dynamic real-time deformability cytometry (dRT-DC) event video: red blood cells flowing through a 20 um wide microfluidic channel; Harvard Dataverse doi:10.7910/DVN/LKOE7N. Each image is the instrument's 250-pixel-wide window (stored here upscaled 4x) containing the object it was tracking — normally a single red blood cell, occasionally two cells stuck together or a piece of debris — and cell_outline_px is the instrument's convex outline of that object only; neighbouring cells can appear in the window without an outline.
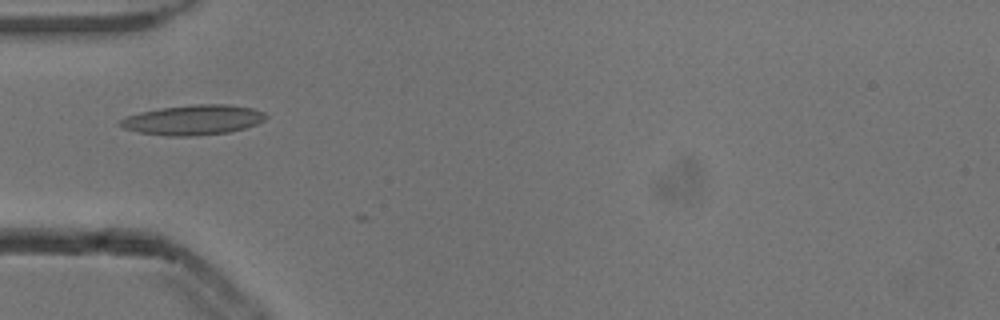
{"species": "common noctule bat (a hibernating species)", "species_latin": "Nyctalus noctula", "temperature_condition": "cold", "stored_images_in_passage": 3, "camera_frame_rate_fps": 3000, "um_per_image_px": 0.085, "animal": {"sex": "male", "body_mass_g": 13.3}, "frame": {"image": 1, "passage_image": 1, "time_ms": 0.0, "image_size_px": [1000, 320], "cell_outline_px": [[268, 116], [264, 120], [256, 124], [244, 128], [228, 132], [192, 136], [164, 136], [136, 132], [124, 128], [116, 124], [120, 120], [128, 116], [140, 112], [160, 108], [196, 104], [228, 104], [252, 108], [264, 112]], "centroid_in_image_um": [16.4, 10.19], "position_along_channel_um": 68.6, "area_um2": 25.49}}